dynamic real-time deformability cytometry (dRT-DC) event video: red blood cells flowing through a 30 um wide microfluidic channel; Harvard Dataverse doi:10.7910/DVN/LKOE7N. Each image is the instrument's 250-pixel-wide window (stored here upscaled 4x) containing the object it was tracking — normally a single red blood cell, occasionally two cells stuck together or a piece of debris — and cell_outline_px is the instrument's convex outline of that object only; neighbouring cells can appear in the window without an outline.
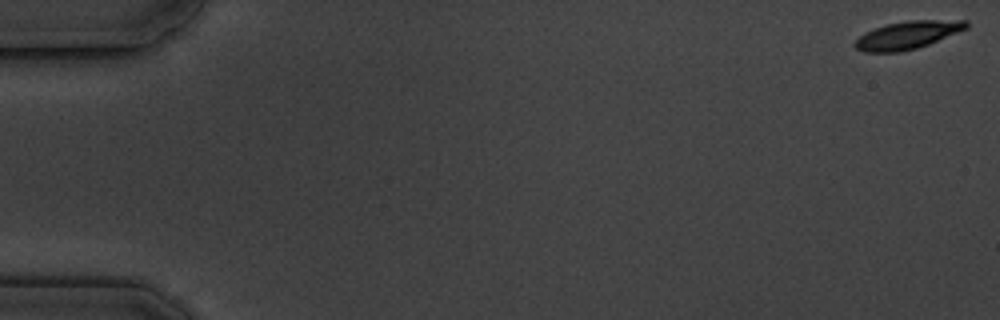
{"species": "common noctule bat (a hibernating species)", "species_latin": "Nyctalus noctula", "temperature_condition": "cold", "stored_images_in_passage": 6, "segment_of_instrument_passage": [1, 2], "camera_frame_rate_fps": 3000, "um_per_image_px": 0.085, "animal": {"sex": "male", "body_mass_g": 19.5, "forearm_length_mm": 54.6}, "frame": {"image": 1, "passage_image": 1, "time_ms": 0.0, "image_size_px": [1000, 320], "cell_outline_px": [[968, 28], [928, 44], [916, 48], [900, 52], [864, 52], [856, 48], [856, 40], [864, 32], [888, 24], [908, 20], [968, 20]], "centroid_in_image_um": [77.16, 2.97], "position_along_channel_um": 7.8, "area_um2": 17.8}}
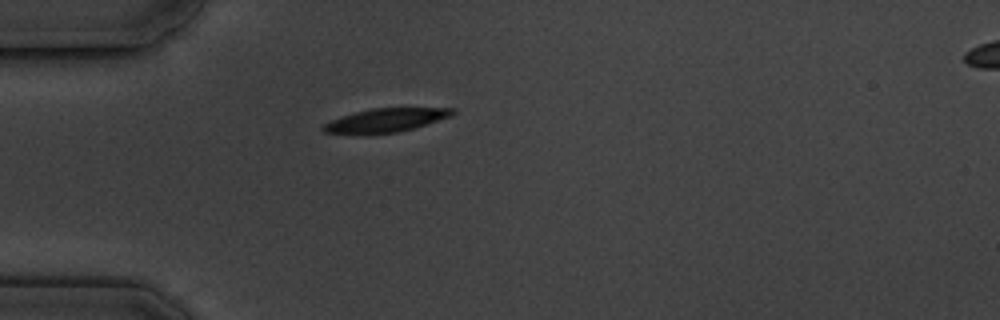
{"frame": {"image": 2, "passage_image": 5, "time_ms": 5.333, "image_size_px": [1000, 320], "cell_outline_px": [[456, 112], [452, 116], [412, 128], [396, 132], [364, 136], [324, 132], [320, 128], [324, 124], [332, 120], [356, 112], [372, 108], [456, 108]], "centroid_in_image_um": [32.75, 10.24], "position_along_channel_um": 52.2, "area_um2": 17.98}}